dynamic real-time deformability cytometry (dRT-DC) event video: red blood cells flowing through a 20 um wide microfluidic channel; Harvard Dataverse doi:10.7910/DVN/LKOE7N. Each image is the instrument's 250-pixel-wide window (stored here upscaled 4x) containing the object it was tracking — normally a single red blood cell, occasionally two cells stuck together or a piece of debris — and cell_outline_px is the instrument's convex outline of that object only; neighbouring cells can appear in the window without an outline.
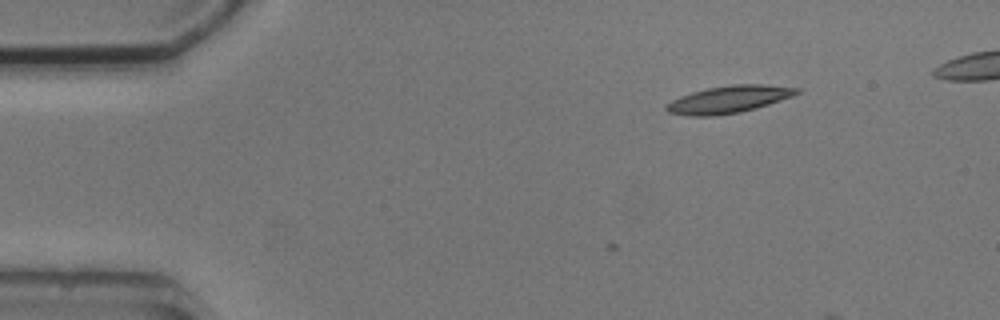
{"species": "common noctule bat (a hibernating species)", "species_latin": "Nyctalus noctula", "temperature_condition": "cold", "stored_images_in_passage": 3, "camera_frame_rate_fps": 3000, "um_per_image_px": 0.085, "animal": {"sex": "male", "body_mass_g": 20.5, "forearm_length_mm": 52.5}, "frame": {"image": 1, "passage_image": 1, "time_ms": 0.0, "image_size_px": [1000, 320], "cell_outline_px": [[800, 92], [792, 96], [756, 108], [740, 112], [716, 116], [688, 116], [668, 112], [664, 108], [672, 100], [680, 96], [692, 92], [708, 88], [732, 84], [760, 84], [800, 88]], "centroid_in_image_um": [61.93, 8.45], "position_along_channel_um": 23.1, "area_um2": 20.58}}